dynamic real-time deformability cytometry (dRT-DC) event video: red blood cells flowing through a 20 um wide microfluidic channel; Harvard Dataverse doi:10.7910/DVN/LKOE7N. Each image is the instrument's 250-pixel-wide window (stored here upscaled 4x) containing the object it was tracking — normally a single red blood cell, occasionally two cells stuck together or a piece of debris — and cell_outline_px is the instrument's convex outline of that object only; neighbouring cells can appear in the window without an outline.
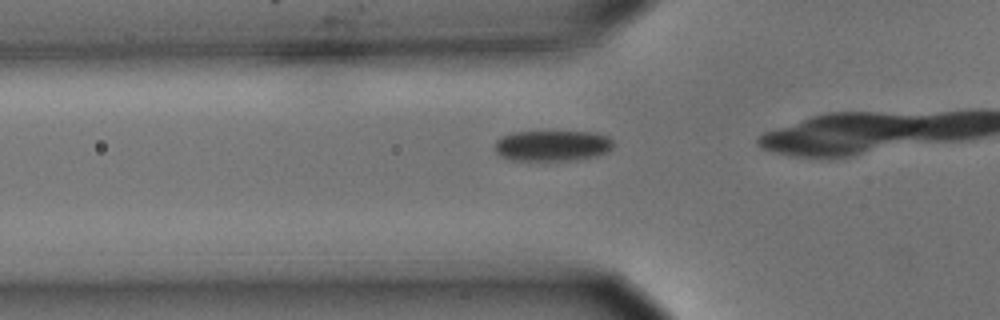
{"species": "common noctule bat (a hibernating species)", "species_latin": "Nyctalus noctula", "temperature_condition": "cold", "stored_images_in_passage": 13, "camera_frame_rate_fps": 3000, "um_per_image_px": 0.085, "animal": {"sex": "male", "body_mass_g": 15.6}, "frame": {"image": 1, "passage_image": 8, "time_ms": 2.333, "image_size_px": [1000, 320], "cell_outline_px": [[612, 148], [608, 152], [592, 156], [568, 160], [508, 160], [500, 156], [496, 152], [496, 140], [512, 132], [592, 132], [608, 136], [612, 140]], "centroid_in_image_um": [46.93, 12.38], "position_along_channel_um": 78.9, "area_um2": 20.98}}
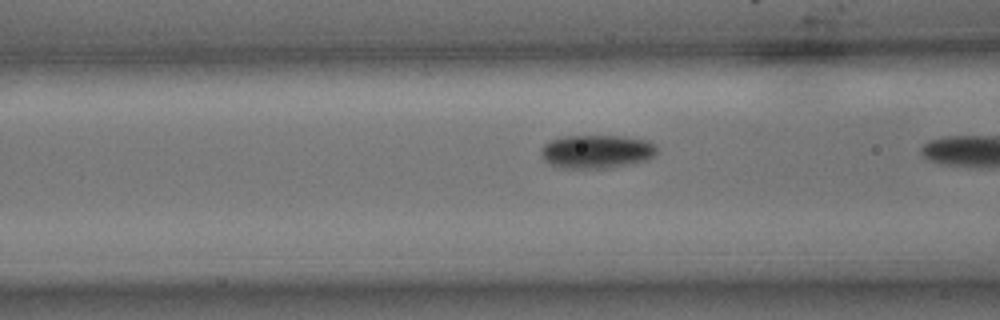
{"frame": {"image": 2, "passage_image": 11, "time_ms": 3.333, "image_size_px": [1000, 320], "cell_outline_px": [[656, 152], [648, 160], [632, 164], [608, 168], [564, 168], [552, 164], [544, 160], [540, 152], [540, 148], [548, 140], [564, 136], [624, 136], [648, 140], [656, 144]], "centroid_in_image_um": [50.72, 12.87], "position_along_channel_um": 115.9, "area_um2": 22.83}}